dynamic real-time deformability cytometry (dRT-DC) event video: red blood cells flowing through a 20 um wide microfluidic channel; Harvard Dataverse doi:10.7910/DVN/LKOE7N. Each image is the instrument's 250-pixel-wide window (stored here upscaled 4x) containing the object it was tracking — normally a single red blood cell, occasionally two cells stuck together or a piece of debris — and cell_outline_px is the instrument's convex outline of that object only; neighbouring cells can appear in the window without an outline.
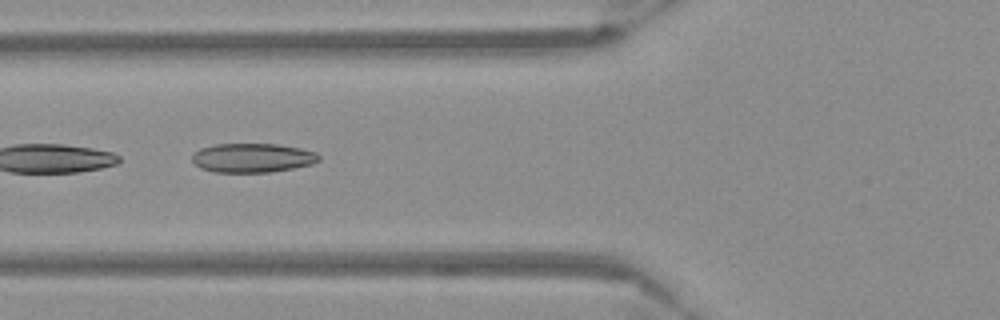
{"species": "Egyptian fruit bat (a non-hibernating species)", "species_latin": "Rousettus aegyptiacus", "temperature_condition": "warm", "stored_images_in_passage": 6, "camera_frame_rate_fps": 3000, "um_per_image_px": 0.085, "frame": {"image": 1, "passage_image": 3, "time_ms": 0.667, "image_size_px": [1000, 320], "cell_outline_px": [[320, 160], [312, 164], [292, 168], [268, 172], [216, 172], [200, 168], [192, 160], [192, 152], [200, 148], [216, 144], [276, 144], [300, 148], [316, 152], [320, 156]], "centroid_in_image_um": [21.44, 13.41], "position_along_channel_um": 104.4, "area_um2": 21.5}}